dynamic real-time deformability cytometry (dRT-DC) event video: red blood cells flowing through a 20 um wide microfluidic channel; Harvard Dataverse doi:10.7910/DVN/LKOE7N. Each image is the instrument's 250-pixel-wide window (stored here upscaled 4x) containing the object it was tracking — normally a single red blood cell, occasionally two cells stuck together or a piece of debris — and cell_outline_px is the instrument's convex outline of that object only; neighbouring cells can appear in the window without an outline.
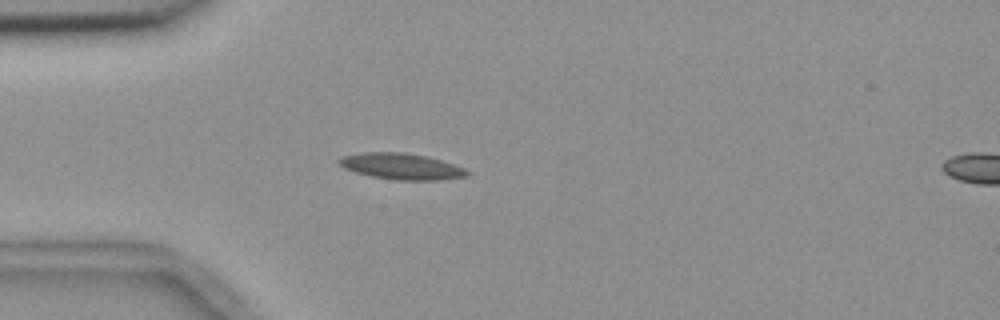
{"species": "common noctule bat (a hibernating species)", "species_latin": "Nyctalus noctula", "temperature_condition": "room temperature", "stored_images_in_passage": 7, "camera_frame_rate_fps": 3000, "um_per_image_px": 0.085, "animal": {"sex": "female", "body_mass_g": 18.4}, "frame": {"image": 1, "passage_image": 1, "time_ms": 0.0, "image_size_px": [1000, 320], "cell_outline_px": [[472, 172], [468, 176], [440, 180], [396, 180], [372, 176], [356, 172], [344, 168], [336, 160], [340, 156], [364, 152], [404, 152], [424, 156], [440, 160], [464, 168]], "centroid_in_image_um": [34.11, 14.14], "position_along_channel_um": 50.9, "area_um2": 19.48}}
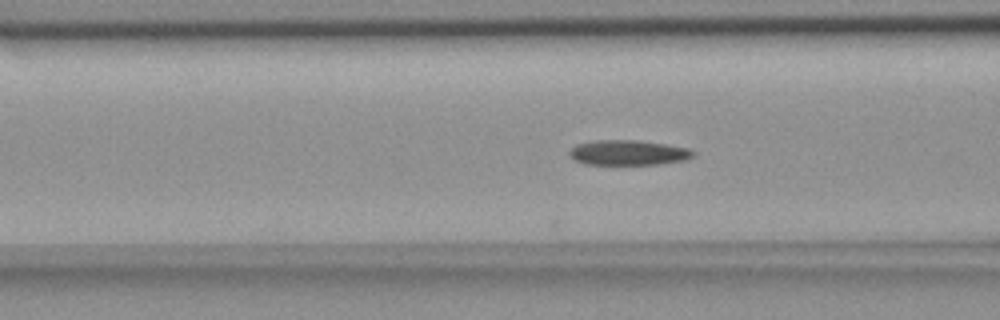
{"frame": {"image": 2, "passage_image": 7, "time_ms": 2.0, "image_size_px": [1000, 320], "cell_outline_px": [[696, 156], [688, 160], [656, 164], [584, 164], [576, 160], [568, 152], [572, 148], [580, 144], [596, 140], [636, 140], [664, 144], [688, 148], [696, 152]], "centroid_in_image_um": [53.48, 12.98], "position_along_channel_um": 113.1, "area_um2": 17.92}}